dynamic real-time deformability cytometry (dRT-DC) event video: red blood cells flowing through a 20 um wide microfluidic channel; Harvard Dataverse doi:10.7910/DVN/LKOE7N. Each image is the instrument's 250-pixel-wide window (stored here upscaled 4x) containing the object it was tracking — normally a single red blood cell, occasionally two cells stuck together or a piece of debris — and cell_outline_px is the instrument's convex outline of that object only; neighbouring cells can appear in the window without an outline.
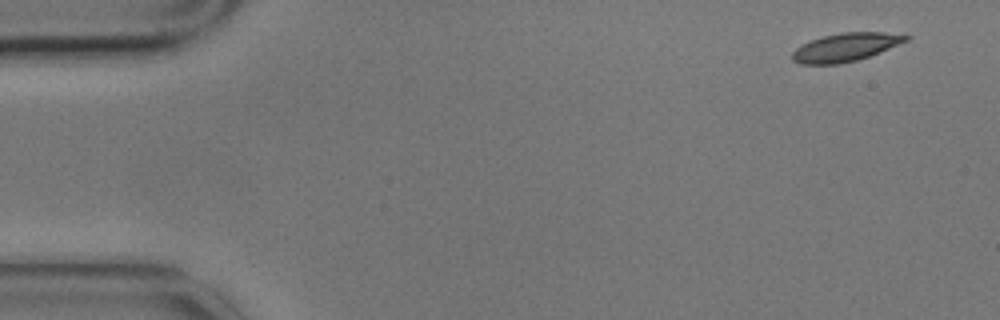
{"species": "common noctule bat (a hibernating species)", "species_latin": "Nyctalus noctula", "temperature_condition": "cold", "stored_images_in_passage": 6, "camera_frame_rate_fps": 3000, "um_per_image_px": 0.085, "animal": {"sex": "male", "body_mass_g": 17.9}, "frame": {"image": 1, "passage_image": 1, "time_ms": 0.0, "image_size_px": [1000, 320], "cell_outline_px": [[912, 36], [908, 40], [880, 52], [856, 60], [840, 64], [800, 64], [792, 60], [792, 52], [800, 44], [824, 36], [840, 32], [884, 32]], "centroid_in_image_um": [71.85, 4.01], "position_along_channel_um": 13.1, "area_um2": 18.67}}
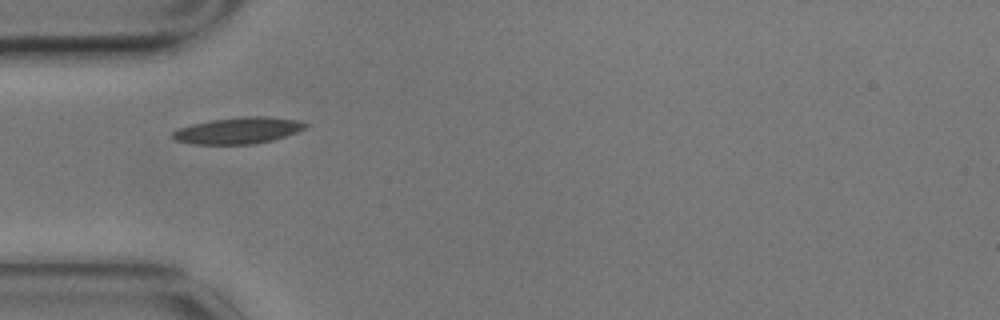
{"frame": {"image": 2, "passage_image": 5, "time_ms": 1.333, "image_size_px": [1000, 320], "cell_outline_px": [[312, 124], [296, 132], [272, 140], [256, 144], [192, 144], [176, 140], [172, 136], [172, 132], [180, 128], [192, 124], [208, 120], [240, 116], [268, 116], [300, 120]], "centroid_in_image_um": [20.28, 11.08], "position_along_channel_um": 64.7, "area_um2": 20.63}}